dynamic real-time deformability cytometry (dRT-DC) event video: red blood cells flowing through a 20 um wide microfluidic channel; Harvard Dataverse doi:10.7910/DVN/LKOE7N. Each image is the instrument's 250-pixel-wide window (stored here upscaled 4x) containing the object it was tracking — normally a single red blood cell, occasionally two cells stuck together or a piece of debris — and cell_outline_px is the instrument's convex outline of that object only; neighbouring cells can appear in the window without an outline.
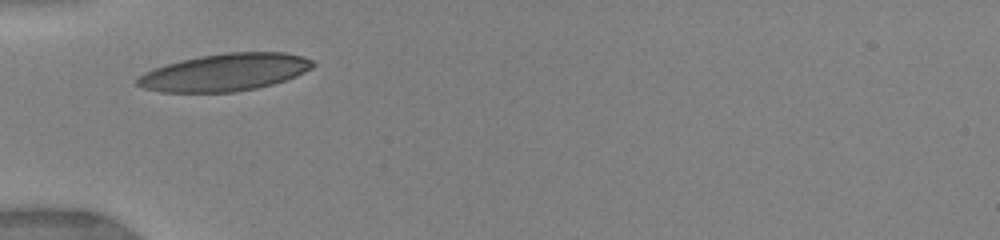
{"species": "human", "species_latin": "Homo sapiens", "temperature_condition": "warm", "stored_images_in_passage": 37, "camera_frame_rate_fps": 3000, "um_per_image_px": 0.085, "donor": {"sex": "female"}, "frame": {"image": 1, "passage_image": 1, "time_ms": 0.0, "image_size_px": [1000, 240], "cell_outline_px": [[316, 64], [312, 68], [296, 76], [272, 84], [256, 88], [236, 92], [160, 92], [144, 88], [136, 84], [136, 80], [144, 72], [168, 64], [200, 56], [228, 52], [284, 52], [304, 56], [312, 60]], "centroid_in_image_um": [19.15, 6.15], "position_along_channel_um": 65.8, "area_um2": 37.97}, "authors_computed_cell_mechanics": {"area_um2": 36.2984, "velocity_mm_per_s": 3.9671, "shape_relaxation_time_tau1_ms": 2.393, "shape_relaxation_time_tau2_ms": 0.9951, "deformation_change_tau1": 0.1328, "deformation_change_tau2": 0.0717}}